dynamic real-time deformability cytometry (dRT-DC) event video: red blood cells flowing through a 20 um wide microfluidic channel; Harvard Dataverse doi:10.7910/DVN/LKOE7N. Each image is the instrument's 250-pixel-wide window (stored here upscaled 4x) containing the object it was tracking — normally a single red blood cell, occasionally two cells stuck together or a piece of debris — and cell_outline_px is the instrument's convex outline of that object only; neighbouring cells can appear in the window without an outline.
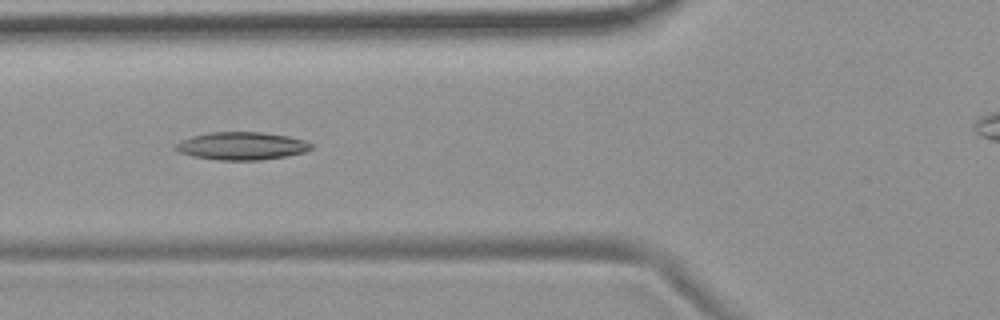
{"species": "common noctule bat (a hibernating species)", "species_latin": "Nyctalus noctula", "temperature_condition": "room temperature", "stored_images_in_passage": 9, "camera_frame_rate_fps": 3000, "um_per_image_px": 0.085, "animal": {"sex": "female", "body_mass_g": 19.9}, "frame": {"image": 1, "passage_image": 6, "time_ms": 1.667, "image_size_px": [1000, 320], "cell_outline_px": [[312, 148], [304, 152], [288, 156], [260, 160], [220, 160], [192, 156], [180, 152], [176, 148], [176, 144], [180, 140], [192, 136], [208, 132], [260, 132], [288, 136], [304, 140], [312, 144]], "centroid_in_image_um": [20.55, 12.4], "position_along_channel_um": 105.2, "area_um2": 21.91}}